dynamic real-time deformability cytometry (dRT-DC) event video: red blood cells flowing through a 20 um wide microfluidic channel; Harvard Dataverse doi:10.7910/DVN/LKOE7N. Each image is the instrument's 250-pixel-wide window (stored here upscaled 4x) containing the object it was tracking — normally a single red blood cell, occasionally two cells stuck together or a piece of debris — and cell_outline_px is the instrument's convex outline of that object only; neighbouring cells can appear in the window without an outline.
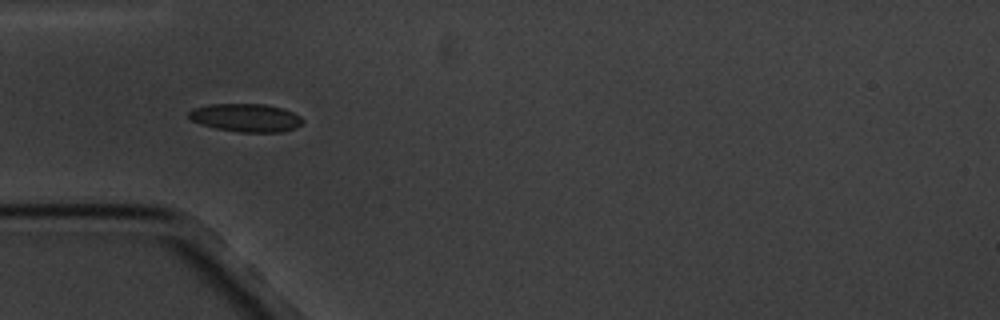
{"species": "common noctule bat (a hibernating species)", "species_latin": "Nyctalus noctula", "temperature_condition": "cold", "stored_images_in_passage": 2, "camera_frame_rate_fps": 3000, "um_per_image_px": 0.085, "animal": {"sex": "male", "body_mass_g": 20.1, "forearm_length_mm": 53.5}, "frame": {"image": 1, "passage_image": 1, "time_ms": 0.0, "image_size_px": [1000, 320], "cell_outline_px": [[304, 120], [296, 128], [284, 132], [240, 132], [216, 128], [200, 124], [192, 120], [188, 116], [188, 112], [192, 108], [208, 104], [264, 104], [280, 108], [292, 112], [300, 116]], "centroid_in_image_um": [20.89, 10.01], "position_along_channel_um": 64.1, "area_um2": 18.67}}
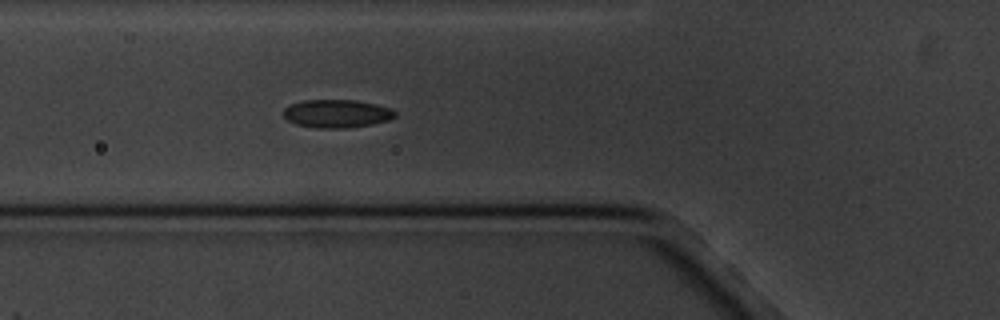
{"frame": {"image": 2, "passage_image": 2, "time_ms": 1.0, "image_size_px": [1000, 320], "cell_outline_px": [[396, 116], [388, 120], [372, 124], [348, 128], [316, 128], [296, 124], [288, 120], [284, 116], [284, 108], [288, 104], [300, 100], [356, 100], [376, 104], [388, 108], [396, 112]], "centroid_in_image_um": [28.59, 9.65], "position_along_channel_um": 97.2, "area_um2": 18.38}}